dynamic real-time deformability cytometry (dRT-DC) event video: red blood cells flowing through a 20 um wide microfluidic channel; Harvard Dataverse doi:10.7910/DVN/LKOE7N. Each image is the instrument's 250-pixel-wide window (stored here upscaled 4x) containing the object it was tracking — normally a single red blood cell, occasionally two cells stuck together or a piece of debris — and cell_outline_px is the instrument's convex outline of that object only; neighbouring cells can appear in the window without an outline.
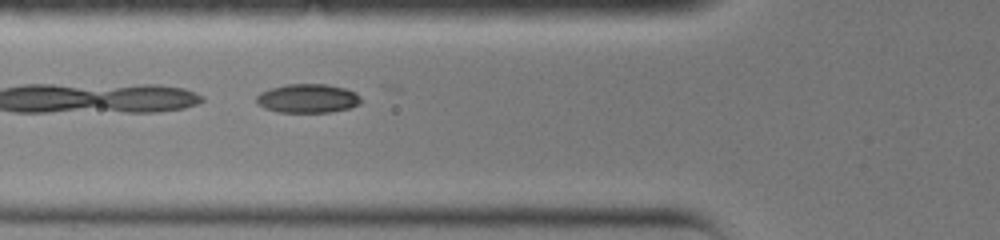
{"species": "common noctule bat (a hibernating species)", "species_latin": "Nyctalus noctula", "temperature_condition": "warm", "stored_images_in_passage": 36, "camera_frame_rate_fps": 3000, "um_per_image_px": 0.085, "animal": {"sex": "female", "body_mass_g": 19.0, "forearm_length_mm": 51.5}, "frame": {"image": 1, "passage_image": 14, "time_ms": 4.333, "image_size_px": [1000, 240], "cell_outline_px": [[360, 104], [348, 108], [328, 112], [280, 112], [264, 108], [256, 100], [256, 96], [260, 92], [284, 84], [328, 84], [344, 88], [356, 92], [360, 96]], "centroid_in_image_um": [26.16, 8.35], "position_along_channel_um": 99.6, "area_um2": 17.51}}
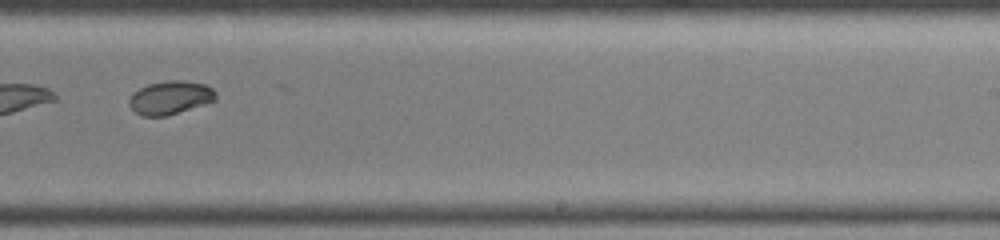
{"frame": {"image": 2, "passage_image": 24, "time_ms": 7.667, "image_size_px": [1000, 240], "cell_outline_px": [[216, 100], [204, 104], [164, 116], [144, 116], [136, 112], [128, 104], [128, 100], [132, 92], [148, 84], [168, 80], [180, 80], [204, 84], [212, 88], [216, 92]], "centroid_in_image_um": [14.45, 8.28], "position_along_channel_um": 274.6, "area_um2": 16.7}}